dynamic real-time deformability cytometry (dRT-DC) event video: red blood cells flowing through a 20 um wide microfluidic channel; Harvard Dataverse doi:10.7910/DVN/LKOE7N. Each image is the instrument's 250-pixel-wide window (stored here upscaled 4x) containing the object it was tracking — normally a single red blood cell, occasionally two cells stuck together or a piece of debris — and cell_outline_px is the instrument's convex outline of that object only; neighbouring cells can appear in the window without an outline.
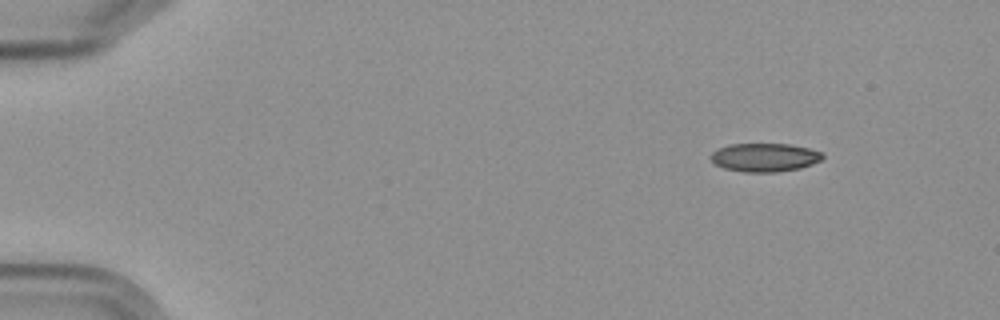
{"species": "Egyptian fruit bat (a non-hibernating species)", "species_latin": "Rousettus aegyptiacus", "temperature_condition": "cold", "stored_images_in_passage": 4, "camera_frame_rate_fps": 3000, "um_per_image_px": 0.085, "frame": {"image": 1, "passage_image": 2, "time_ms": 1.0, "image_size_px": [1000, 320], "cell_outline_px": [[824, 156], [820, 160], [812, 164], [800, 168], [776, 172], [744, 172], [724, 168], [716, 164], [708, 156], [712, 152], [720, 148], [732, 144], [788, 144], [808, 148], [824, 152]], "centroid_in_image_um": [65.01, 13.38], "position_along_channel_um": 20.0, "area_um2": 18.5}}
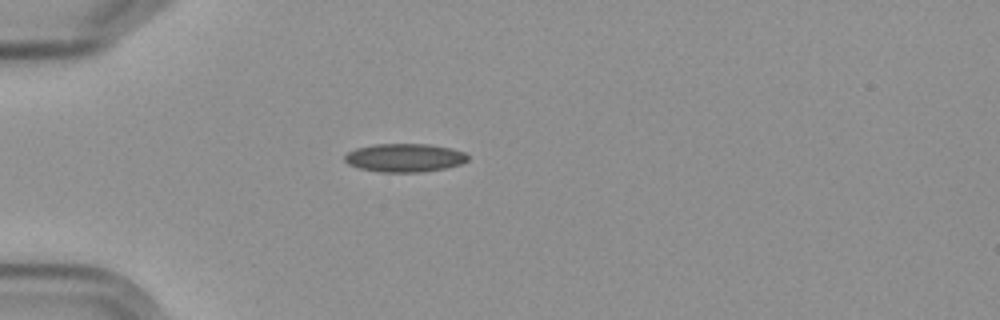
{"frame": {"image": 2, "passage_image": 4, "time_ms": 4.333, "image_size_px": [1000, 320], "cell_outline_px": [[468, 160], [460, 164], [444, 168], [420, 172], [380, 172], [360, 168], [348, 164], [344, 160], [344, 156], [348, 152], [356, 148], [376, 144], [428, 144], [448, 148], [464, 152], [468, 156]], "centroid_in_image_um": [34.36, 13.41], "position_along_channel_um": 50.6, "area_um2": 20.17}}